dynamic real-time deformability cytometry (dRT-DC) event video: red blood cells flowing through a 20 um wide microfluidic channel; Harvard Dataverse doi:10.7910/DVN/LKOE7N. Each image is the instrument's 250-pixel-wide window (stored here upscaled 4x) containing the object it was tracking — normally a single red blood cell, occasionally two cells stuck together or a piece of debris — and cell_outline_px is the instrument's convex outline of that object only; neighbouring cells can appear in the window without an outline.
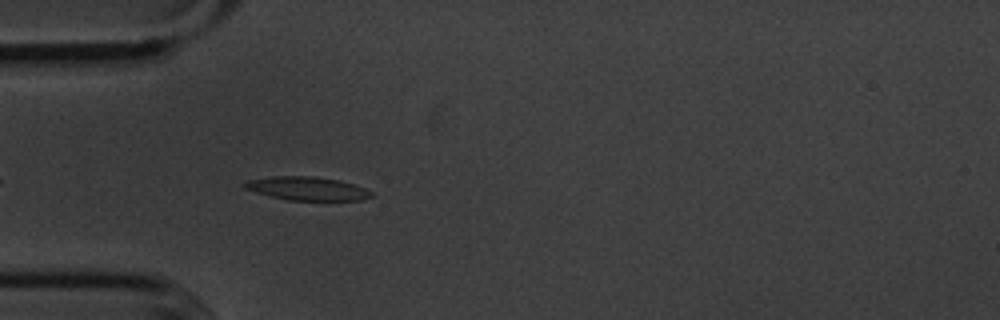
{"species": "common noctule bat (a hibernating species)", "species_latin": "Nyctalus noctula", "temperature_condition": "cold", "stored_images_in_passage": 33, "camera_frame_rate_fps": 3000, "um_per_image_px": 0.085, "animal": {"sex": "male", "body_mass_g": 20.1, "forearm_length_mm": 53.5}, "frame": {"image": 1, "passage_image": 4, "time_ms": 1.0, "image_size_px": [1000, 320], "cell_outline_px": [[372, 196], [360, 200], [288, 200], [256, 192], [244, 188], [244, 184], [248, 180], [272, 176], [316, 176], [340, 180], [364, 188], [372, 192]], "centroid_in_image_um": [26.11, 16.02], "position_along_channel_um": 58.9, "area_um2": 17.17}}
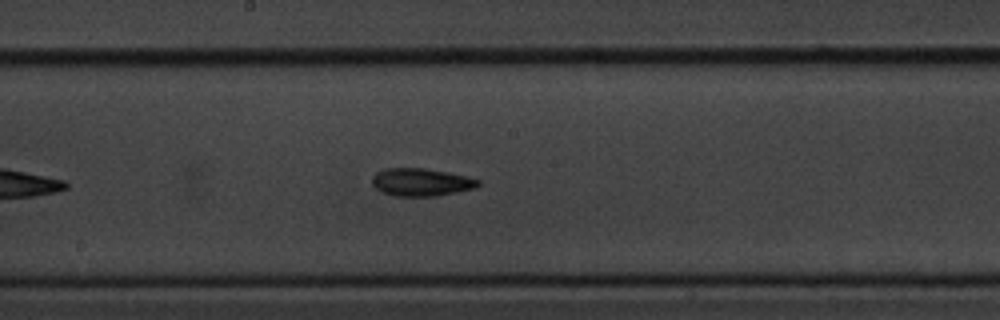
{"frame": {"image": 2, "passage_image": 17, "time_ms": 5.333, "image_size_px": [1000, 320], "cell_outline_px": [[480, 184], [476, 188], [436, 196], [392, 196], [380, 192], [372, 184], [372, 176], [376, 172], [384, 168], [424, 168], [448, 172], [480, 180]], "centroid_in_image_um": [35.76, 15.49], "position_along_channel_um": 212.4, "area_um2": 17.28}}
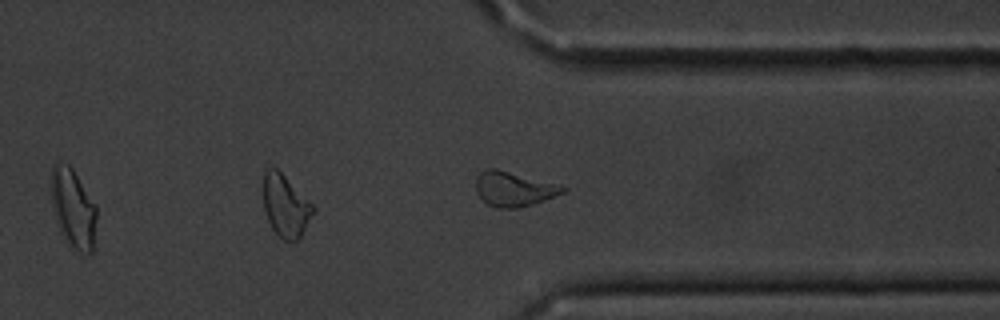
{"frame": {"image": 3, "passage_image": 30, "time_ms": 9.667, "image_size_px": [1000, 320], "cell_outline_px": [[568, 188], [564, 192], [544, 200], [532, 204], [516, 208], [496, 208], [488, 204], [476, 192], [476, 180], [480, 172], [488, 168], [496, 168]], "centroid_in_image_um": [43.62, 16.07], "position_along_channel_um": 367.8, "area_um2": 17.05}, "authors_computed_cell_mechanics": {"area_um2": 16.9932, "velocity_mm_per_s": 3.6135, "shape_relaxation_time_tau1_ms": 5.6558, "shape_relaxation_time_tau2_ms": 5.5682, "deformation_change_tau1": 0.1465, "deformation_change_tau2": 0.1461}}